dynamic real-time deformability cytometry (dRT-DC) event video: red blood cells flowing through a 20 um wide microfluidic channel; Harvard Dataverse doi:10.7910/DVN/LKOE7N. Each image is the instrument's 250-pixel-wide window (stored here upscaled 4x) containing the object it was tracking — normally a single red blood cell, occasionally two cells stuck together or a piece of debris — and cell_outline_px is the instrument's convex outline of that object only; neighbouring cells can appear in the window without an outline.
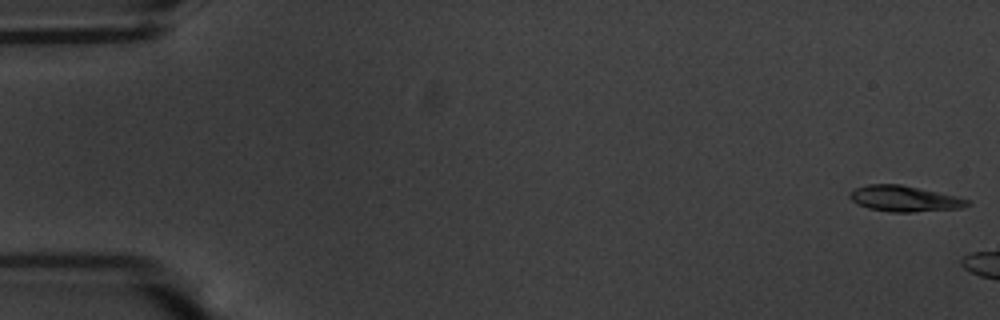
{"species": "common noctule bat (a hibernating species)", "species_latin": "Nyctalus noctula", "temperature_condition": "warm", "stored_images_in_passage": 6, "camera_frame_rate_fps": 3000, "um_per_image_px": 0.085, "animal": {"sex": "male", "body_mass_g": 20.1, "forearm_length_mm": 53.5}, "frame": {"image": 1, "passage_image": 1, "time_ms": 0.0, "image_size_px": [1000, 320], "cell_outline_px": [[972, 204], [960, 208], [912, 212], [892, 212], [868, 208], [856, 204], [848, 196], [848, 192], [852, 188], [868, 184], [900, 184], [956, 196], [972, 200]], "centroid_in_image_um": [76.84, 16.88], "position_along_channel_um": 8.2, "area_um2": 17.86}}